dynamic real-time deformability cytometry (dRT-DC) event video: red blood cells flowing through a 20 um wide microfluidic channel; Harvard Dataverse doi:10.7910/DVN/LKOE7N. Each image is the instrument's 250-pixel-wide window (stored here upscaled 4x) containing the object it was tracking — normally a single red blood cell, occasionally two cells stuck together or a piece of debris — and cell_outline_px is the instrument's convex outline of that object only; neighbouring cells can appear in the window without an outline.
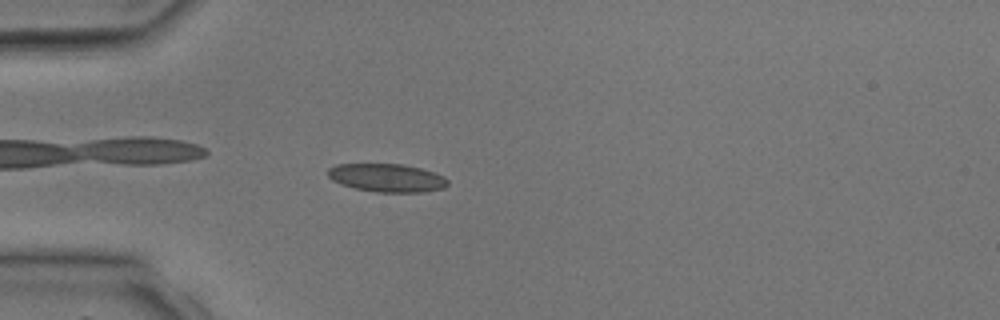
{"species": "common noctule bat (a hibernating species)", "species_latin": "Nyctalus noctula", "temperature_condition": "room temperature", "stored_images_in_passage": 3, "camera_frame_rate_fps": 3000, "um_per_image_px": 0.085, "animal": {"sex": "male", "body_mass_g": 17.9, "forearm_length_mm": 54.2}, "frame": {"image": 1, "passage_image": 3, "time_ms": 3.667, "image_size_px": [1000, 320], "cell_outline_px": [[448, 184], [444, 188], [424, 192], [376, 192], [356, 188], [340, 184], [332, 180], [328, 176], [328, 168], [336, 164], [404, 164], [420, 168], [444, 176], [448, 180]], "centroid_in_image_um": [32.89, 15.11], "position_along_channel_um": 52.1, "area_um2": 19.71}}